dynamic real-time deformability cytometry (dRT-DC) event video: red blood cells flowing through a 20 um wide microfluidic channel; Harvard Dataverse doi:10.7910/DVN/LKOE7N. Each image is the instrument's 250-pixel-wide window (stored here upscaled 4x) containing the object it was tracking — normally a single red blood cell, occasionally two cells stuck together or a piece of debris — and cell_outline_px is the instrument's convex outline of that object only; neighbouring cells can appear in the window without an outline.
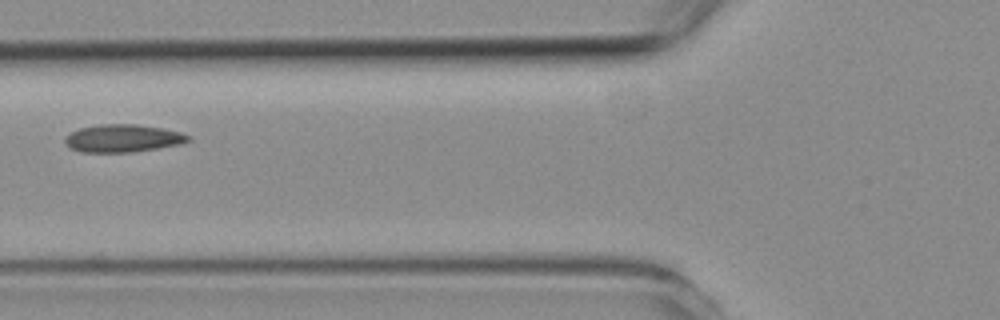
{"species": "common noctule bat (a hibernating species)", "species_latin": "Nyctalus noctula", "temperature_condition": "room temperature", "stored_images_in_passage": 3, "camera_frame_rate_fps": 3000, "um_per_image_px": 0.085, "animal": {"sex": "female", "body_mass_g": 19.3, "forearm_length_mm": 54.1}, "frame": {"image": 1, "passage_image": 2, "time_ms": 1.333, "image_size_px": [1000, 320], "cell_outline_px": [[192, 140], [180, 144], [132, 152], [80, 152], [72, 148], [64, 140], [64, 136], [80, 128], [100, 124], [136, 124], [160, 128], [180, 132], [192, 136]], "centroid_in_image_um": [10.46, 11.75], "position_along_channel_um": 115.3, "area_um2": 19.77}}
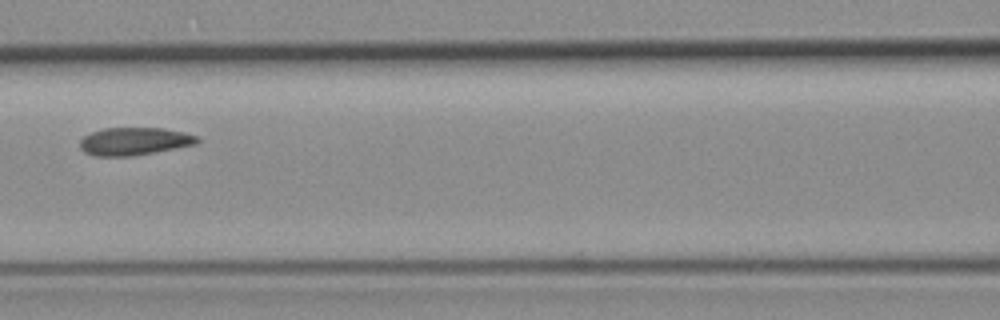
{"frame": {"image": 2, "passage_image": 3, "time_ms": 2.333, "image_size_px": [1000, 320], "cell_outline_px": [[200, 140], [196, 144], [132, 156], [96, 156], [84, 152], [80, 148], [80, 140], [84, 136], [92, 132], [104, 128], [164, 128], [184, 132], [196, 136]], "centroid_in_image_um": [11.4, 12.01], "position_along_channel_um": 155.2, "area_um2": 18.84}}